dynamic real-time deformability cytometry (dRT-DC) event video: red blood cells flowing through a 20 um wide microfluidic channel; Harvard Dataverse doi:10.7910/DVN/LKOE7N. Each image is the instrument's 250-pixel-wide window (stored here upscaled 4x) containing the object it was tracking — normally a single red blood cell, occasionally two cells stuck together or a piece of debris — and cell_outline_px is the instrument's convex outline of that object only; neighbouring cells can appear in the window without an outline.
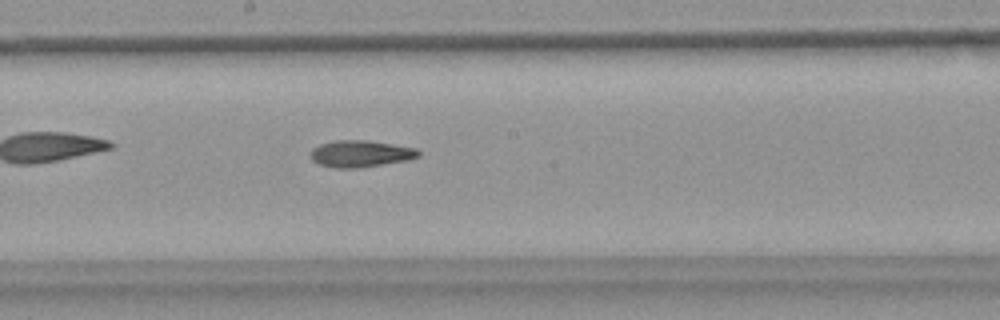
{"species": "common noctule bat (a hibernating species)", "species_latin": "Nyctalus noctula", "temperature_condition": "warm", "stored_images_in_passage": 48, "camera_frame_rate_fps": 3000, "um_per_image_px": 0.085, "animal": {"sex": "female", "body_mass_g": 18.4}, "frame": {"image": 1, "passage_image": 28, "time_ms": 9.0, "image_size_px": [1000, 320], "cell_outline_px": [[420, 156], [408, 160], [360, 168], [332, 168], [316, 164], [308, 156], [312, 148], [320, 144], [336, 140], [368, 140], [416, 148], [420, 152]], "centroid_in_image_um": [30.6, 13.07], "position_along_channel_um": 217.6, "area_um2": 17.11}}
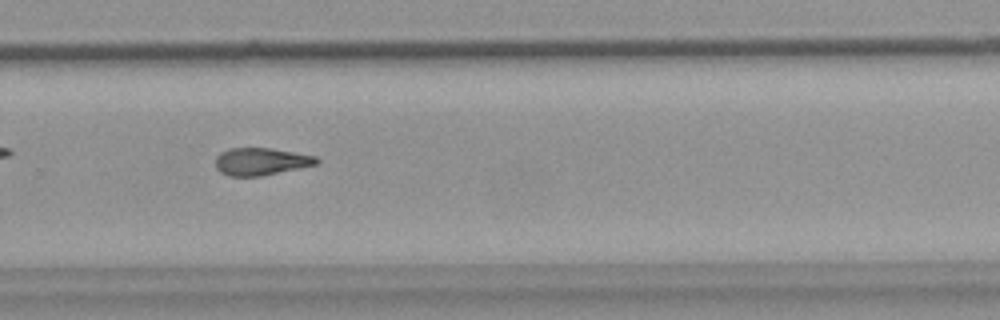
{"frame": {"image": 2, "passage_image": 35, "time_ms": 11.333, "image_size_px": [1000, 320], "cell_outline_px": [[320, 160], [316, 164], [300, 168], [260, 176], [228, 176], [220, 172], [216, 168], [216, 156], [220, 152], [228, 148], [272, 148], [316, 156]], "centroid_in_image_um": [22.16, 13.72], "position_along_channel_um": 307.6, "area_um2": 16.18}}